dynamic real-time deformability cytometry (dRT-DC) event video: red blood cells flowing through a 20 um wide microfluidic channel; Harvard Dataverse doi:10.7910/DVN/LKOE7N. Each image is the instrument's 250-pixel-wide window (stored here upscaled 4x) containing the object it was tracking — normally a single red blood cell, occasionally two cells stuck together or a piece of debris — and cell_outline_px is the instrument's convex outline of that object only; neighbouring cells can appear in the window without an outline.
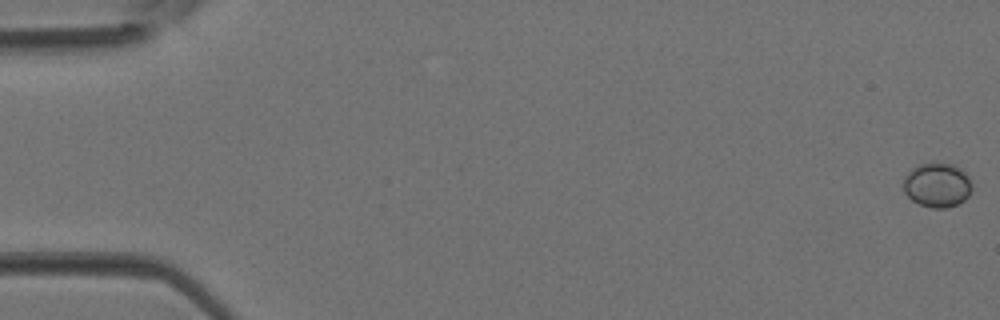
{"species": "Egyptian fruit bat (a non-hibernating species)", "species_latin": "Rousettus aegyptiacus", "temperature_condition": "room temperature", "stored_images_in_passage": 4, "camera_frame_rate_fps": 3000, "um_per_image_px": 0.085, "animal": {"sex": "female"}, "frame": {"image": 1, "passage_image": 1, "time_ms": 0.0, "image_size_px": [1000, 320], "cell_outline_px": [[972, 188], [968, 196], [964, 200], [948, 208], [932, 208], [920, 204], [912, 200], [904, 192], [904, 176], [912, 168], [920, 164], [932, 160], [956, 164], [968, 176], [972, 184]], "centroid_in_image_um": [79.67, 15.68], "position_along_channel_um": 5.3, "area_um2": 18.15}}
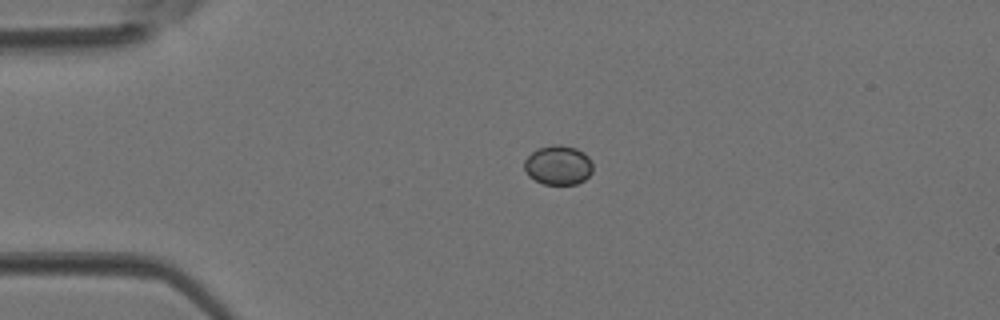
{"frame": {"image": 2, "passage_image": 3, "time_ms": 0.667, "image_size_px": [1000, 320], "cell_outline_px": [[592, 172], [584, 180], [576, 184], [544, 184], [528, 176], [524, 168], [524, 160], [536, 148], [552, 144], [560, 144], [576, 148], [584, 152], [588, 156], [592, 164]], "centroid_in_image_um": [47.44, 14.02], "position_along_channel_um": 37.6, "area_um2": 15.84}}
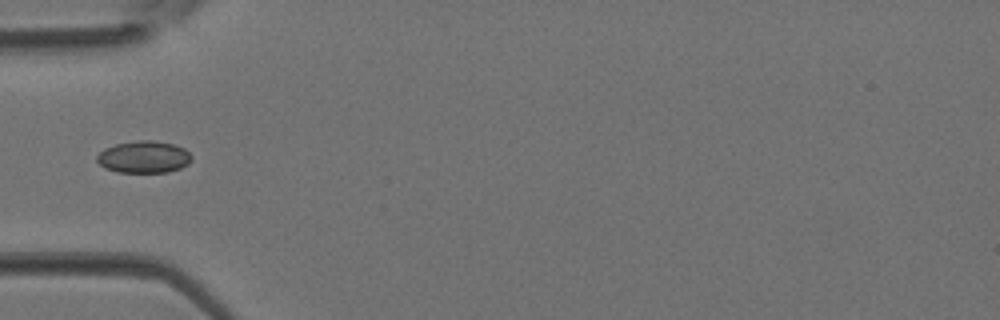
{"frame": {"image": 3, "passage_image": 4, "time_ms": 1.0, "image_size_px": [1000, 320], "cell_outline_px": [[192, 160], [188, 164], [180, 168], [168, 172], [116, 172], [104, 168], [96, 160], [96, 156], [104, 148], [116, 144], [136, 140], [152, 140], [172, 144], [184, 148], [192, 156]], "centroid_in_image_um": [12.21, 13.34], "position_along_channel_um": 72.8, "area_um2": 17.74}}